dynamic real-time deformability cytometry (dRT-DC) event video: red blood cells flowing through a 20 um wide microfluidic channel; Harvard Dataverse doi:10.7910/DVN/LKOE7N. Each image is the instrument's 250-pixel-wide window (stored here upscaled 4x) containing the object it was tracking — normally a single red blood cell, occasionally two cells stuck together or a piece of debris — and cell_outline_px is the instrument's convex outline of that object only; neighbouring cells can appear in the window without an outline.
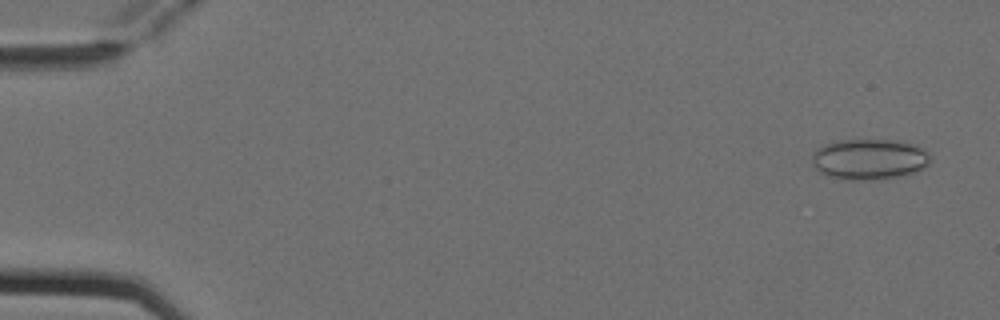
{"species": "Egyptian fruit bat (a non-hibernating species)", "species_latin": "Rousettus aegyptiacus", "temperature_condition": "cold", "stored_images_in_passage": 5, "camera_frame_rate_fps": 3000, "um_per_image_px": 0.085, "animal": {"sex": "female"}, "frame": {"image": 1, "passage_image": 1, "time_ms": 0.0, "image_size_px": [1000, 320], "cell_outline_px": [[932, 156], [928, 164], [924, 168], [916, 172], [900, 176], [880, 180], [844, 180], [828, 176], [820, 172], [816, 168], [812, 160], [812, 152], [816, 148], [824, 144], [840, 140], [892, 140], [912, 144], [928, 152]], "centroid_in_image_um": [73.88, 13.55], "position_along_channel_um": 11.1, "area_um2": 28.32}}